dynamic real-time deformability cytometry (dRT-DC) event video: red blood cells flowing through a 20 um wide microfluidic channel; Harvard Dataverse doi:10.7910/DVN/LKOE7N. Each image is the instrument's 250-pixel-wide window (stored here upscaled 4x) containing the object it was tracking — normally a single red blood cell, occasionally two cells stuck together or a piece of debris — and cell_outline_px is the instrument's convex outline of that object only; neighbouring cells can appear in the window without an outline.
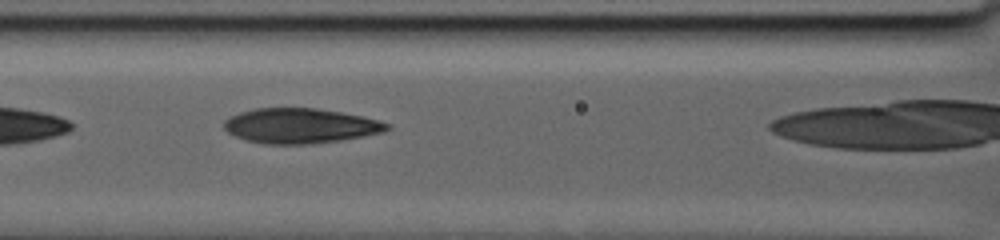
{"species": "human", "species_latin": "Homo sapiens", "temperature_condition": "warm", "stored_images_in_passage": 36, "camera_frame_rate_fps": 3000, "um_per_image_px": 0.085, "donor": {"sex": "male"}, "frame": {"image": 1, "passage_image": 11, "time_ms": 3.333, "image_size_px": [1000, 240], "cell_outline_px": [[392, 128], [384, 132], [340, 140], [308, 144], [264, 144], [248, 140], [236, 136], [228, 132], [224, 128], [224, 120], [240, 112], [256, 108], [316, 108], [340, 112], [360, 116], [376, 120], [388, 124]], "centroid_in_image_um": [25.51, 10.69], "position_along_channel_um": 141.1, "area_um2": 32.89}}
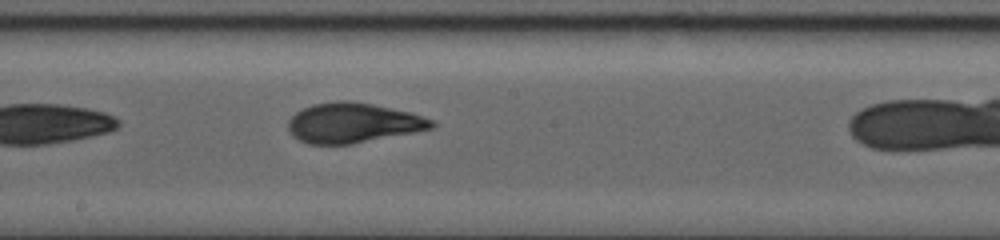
{"frame": {"image": 2, "passage_image": 21, "time_ms": 6.667, "image_size_px": [1000, 240], "cell_outline_px": [[436, 124], [432, 128], [352, 144], [308, 144], [292, 136], [288, 128], [288, 120], [296, 112], [312, 104], [336, 100], [348, 100], [372, 104], [408, 112], [436, 120]], "centroid_in_image_um": [29.97, 10.44], "position_along_channel_um": 218.2, "area_um2": 33.23}}
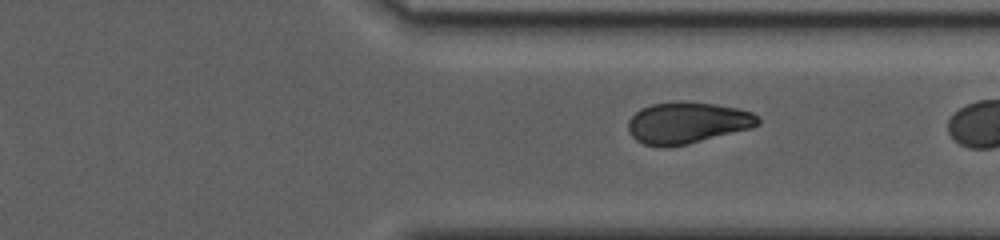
{"frame": {"image": 3, "passage_image": 35, "time_ms": 11.333, "image_size_px": [1000, 240], "cell_outline_px": [[760, 124], [752, 128], [688, 144], [644, 144], [636, 140], [628, 132], [628, 120], [640, 108], [652, 104], [716, 104], [740, 108], [752, 112], [760, 120]], "centroid_in_image_um": [58.46, 10.44], "position_along_channel_um": 352.9, "area_um2": 30.23}}